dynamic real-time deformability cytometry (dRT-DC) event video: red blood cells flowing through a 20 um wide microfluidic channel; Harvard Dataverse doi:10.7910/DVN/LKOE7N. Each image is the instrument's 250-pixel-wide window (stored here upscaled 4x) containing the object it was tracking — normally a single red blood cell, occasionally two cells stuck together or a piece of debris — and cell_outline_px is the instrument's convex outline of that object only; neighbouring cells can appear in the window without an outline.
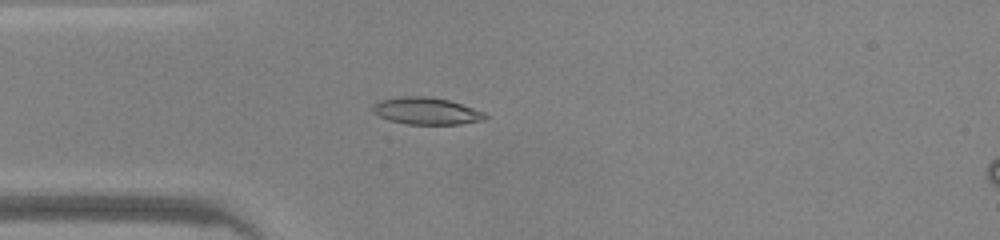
{"species": "common noctule bat (a hibernating species)", "species_latin": "Nyctalus noctula", "temperature_condition": "warm", "stored_images_in_passage": 37, "camera_frame_rate_fps": 3000, "um_per_image_px": 0.085, "animal": {"sex": "male", "body_mass_g": 20.0, "forearm_length_mm": 53.3}, "frame": {"image": 1, "passage_image": 2, "time_ms": 0.333, "image_size_px": [1000, 240], "cell_outline_px": [[492, 116], [484, 120], [460, 124], [408, 124], [388, 120], [372, 112], [372, 104], [380, 100], [400, 96], [424, 96], [448, 100], [484, 112]], "centroid_in_image_um": [36.24, 9.44], "position_along_channel_um": 48.8, "area_um2": 17.74}}
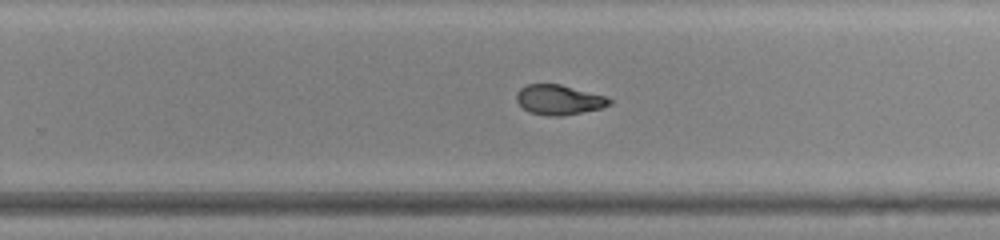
{"frame": {"image": 2, "passage_image": 19, "time_ms": 6.0, "image_size_px": [1000, 240], "cell_outline_px": [[612, 104], [600, 108], [560, 116], [548, 116], [528, 112], [516, 100], [516, 92], [520, 88], [528, 84], [560, 84], [608, 96], [612, 100]], "centroid_in_image_um": [47.52, 8.47], "position_along_channel_um": 282.3, "area_um2": 16.24}}
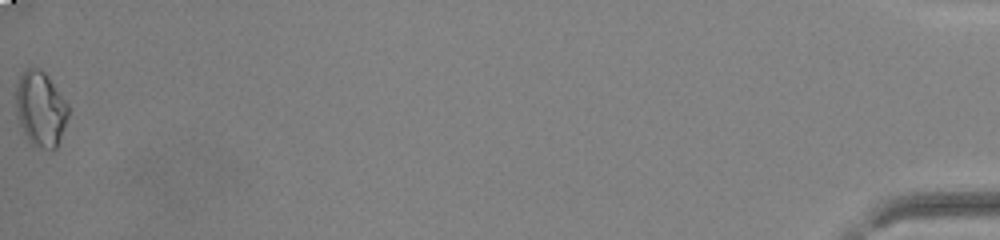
{"frame": {"image": 3, "passage_image": 37, "time_ms": 12.0, "image_size_px": [1000, 240], "cell_outline_px": [[68, 116], [56, 148], [52, 152], [36, 148], [28, 140], [16, 116], [16, 84], [20, 76], [28, 68], [40, 68], [48, 76], [68, 104]], "centroid_in_image_um": [3.44, 9.29], "position_along_channel_um": 431.8, "area_um2": 23.0}, "authors_computed_cell_mechanics": {"area_um2": 17.051, "velocity_mm_per_s": 4.2744, "shape_relaxation_time_tau1_ms": null, "shape_relaxation_time_tau2_ms": 1.6536, "deformation_change_tau1": null, "deformation_change_tau2": 0.0732}}